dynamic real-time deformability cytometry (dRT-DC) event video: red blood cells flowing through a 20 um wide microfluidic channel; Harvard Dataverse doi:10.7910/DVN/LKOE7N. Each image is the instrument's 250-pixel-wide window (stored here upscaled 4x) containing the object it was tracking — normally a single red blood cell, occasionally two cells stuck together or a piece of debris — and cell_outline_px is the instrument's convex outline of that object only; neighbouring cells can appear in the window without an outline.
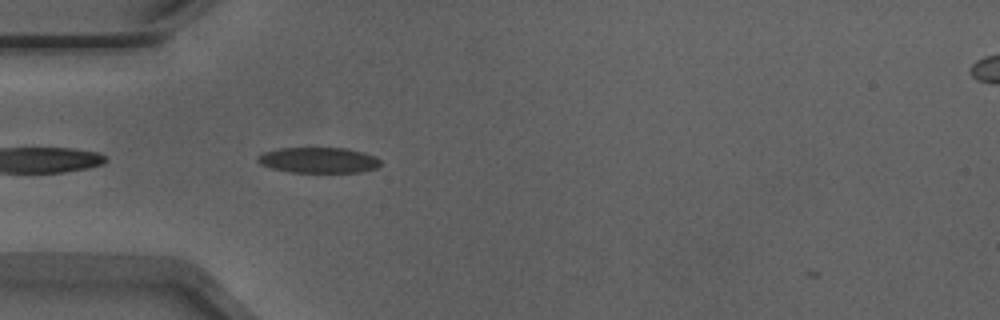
{"species": "Egyptian fruit bat (a non-hibernating species)", "species_latin": "Rousettus aegyptiacus", "temperature_condition": "warm", "stored_images_in_passage": 4, "camera_frame_rate_fps": 3000, "um_per_image_px": 0.085, "animal": {"sex": "male"}, "frame": {"image": 1, "passage_image": 3, "time_ms": 0.667, "image_size_px": [1000, 320], "cell_outline_px": [[380, 164], [376, 168], [360, 172], [292, 172], [272, 168], [260, 164], [256, 160], [256, 156], [264, 152], [280, 148], [348, 148], [364, 152], [376, 156], [380, 160]], "centroid_in_image_um": [27.08, 13.6], "position_along_channel_um": 57.9, "area_um2": 18.38}}